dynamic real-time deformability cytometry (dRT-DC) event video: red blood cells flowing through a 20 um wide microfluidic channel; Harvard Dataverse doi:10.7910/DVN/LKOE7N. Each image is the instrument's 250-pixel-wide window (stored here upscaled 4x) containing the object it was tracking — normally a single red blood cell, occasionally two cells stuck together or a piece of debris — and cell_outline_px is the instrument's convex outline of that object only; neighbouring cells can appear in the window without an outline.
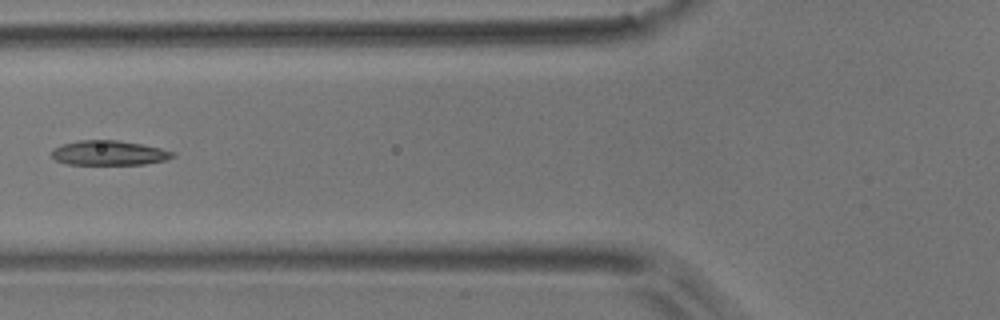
{"species": "common noctule bat (a hibernating species)", "species_latin": "Nyctalus noctula", "temperature_condition": "room temperature", "stored_images_in_passage": 5, "camera_frame_rate_fps": 3000, "um_per_image_px": 0.085, "animal": {"sex": "male", "body_mass_g": 17.9}, "frame": {"image": 1, "passage_image": 5, "time_ms": 6.0, "image_size_px": [1000, 320], "cell_outline_px": [[176, 156], [168, 160], [144, 164], [64, 164], [56, 160], [52, 156], [52, 148], [76, 140], [116, 140], [140, 144], [160, 148], [176, 152]], "centroid_in_image_um": [9.28, 13.0], "position_along_channel_um": 116.5, "area_um2": 17.46}}